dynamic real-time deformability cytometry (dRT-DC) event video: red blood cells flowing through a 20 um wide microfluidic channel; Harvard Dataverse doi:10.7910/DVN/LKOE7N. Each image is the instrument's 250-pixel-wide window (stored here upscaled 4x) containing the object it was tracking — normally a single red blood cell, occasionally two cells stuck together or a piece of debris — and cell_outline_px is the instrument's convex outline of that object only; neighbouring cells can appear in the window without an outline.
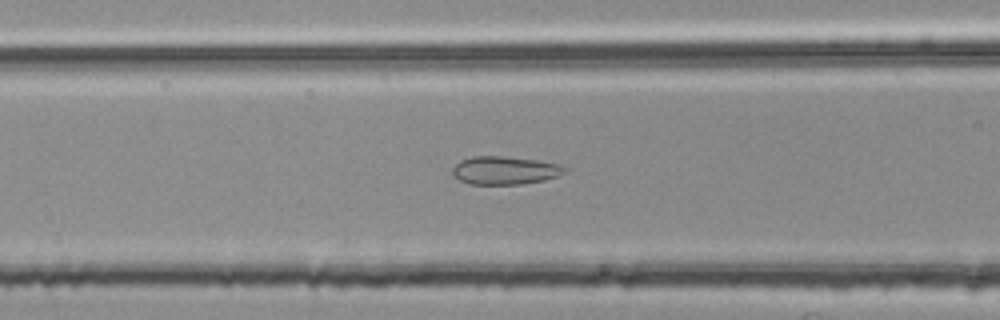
{"species": "common noctule bat (a hibernating species)", "species_latin": "Nyctalus noctula", "temperature_condition": "room temperature", "stored_images_in_passage": 54, "segment_of_instrument_passage": [2, 2], "camera_frame_rate_fps": 3000, "um_per_image_px": 0.085, "animal": {"sex": "female", "body_mass_g": 25.1}, "frame": {"image": 1, "passage_image": 22, "time_ms": 7.0, "image_size_px": [1000, 320], "cell_outline_px": [[564, 172], [556, 176], [544, 180], [520, 184], [472, 184], [460, 180], [452, 176], [452, 168], [460, 160], [472, 156], [500, 156], [536, 160], [560, 164], [564, 168]], "centroid_in_image_um": [42.85, 14.48], "position_along_channel_um": 123.8, "area_um2": 18.21}}
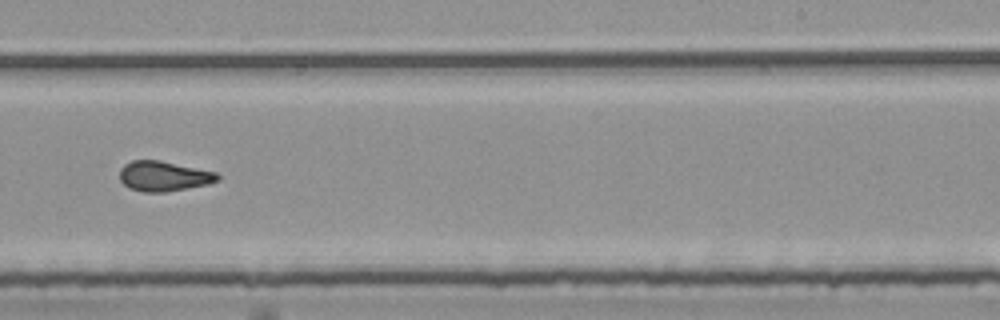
{"frame": {"image": 2, "passage_image": 34, "time_ms": 11.0, "image_size_px": [1000, 320], "cell_outline_px": [[220, 180], [204, 184], [164, 192], [144, 192], [128, 188], [120, 180], [120, 168], [124, 164], [132, 160], [160, 160], [216, 172], [220, 176]], "centroid_in_image_um": [13.87, 14.96], "position_along_channel_um": 275.1, "area_um2": 16.99}}
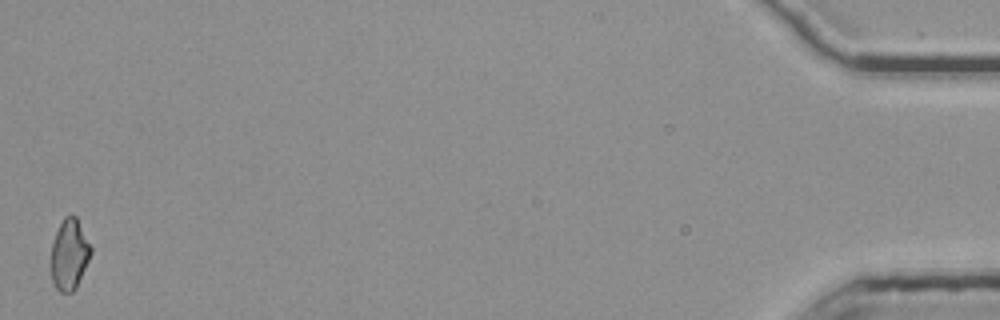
{"frame": {"image": 3, "passage_image": 54, "time_ms": 17.667, "image_size_px": [1000, 320], "cell_outline_px": [[92, 252], [76, 288], [72, 292], [60, 292], [56, 288], [52, 280], [52, 244], [56, 232], [64, 216], [76, 216], [92, 248]], "centroid_in_image_um": [5.91, 21.63], "position_along_channel_um": 429.3, "area_um2": 16.13}}